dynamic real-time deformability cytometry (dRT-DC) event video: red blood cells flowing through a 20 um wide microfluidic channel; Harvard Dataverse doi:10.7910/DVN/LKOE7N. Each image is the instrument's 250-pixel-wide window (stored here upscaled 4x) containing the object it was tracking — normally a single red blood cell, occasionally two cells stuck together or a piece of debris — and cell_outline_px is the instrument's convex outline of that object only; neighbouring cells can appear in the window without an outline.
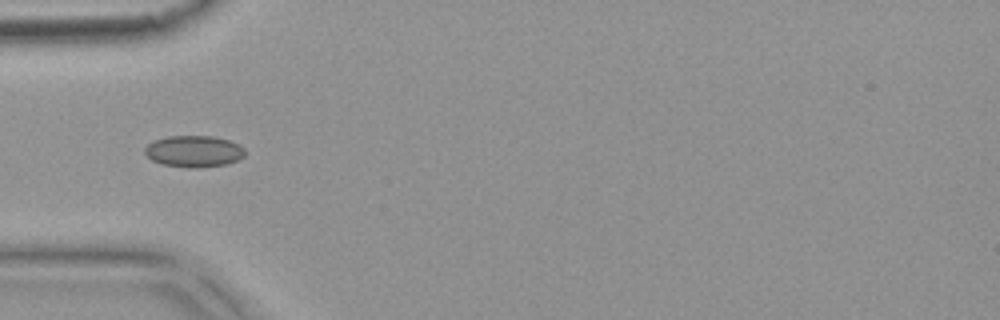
{"species": "common noctule bat (a hibernating species)", "species_latin": "Nyctalus noctula", "temperature_condition": "warm", "stored_images_in_passage": 6, "camera_frame_rate_fps": 3000, "um_per_image_px": 0.085, "animal": {"sex": "female", "body_mass_g": 18.4}, "frame": {"image": 1, "passage_image": 5, "time_ms": 1.333, "image_size_px": [1000, 320], "cell_outline_px": [[244, 156], [236, 160], [224, 164], [196, 168], [192, 168], [164, 164], [152, 160], [144, 152], [144, 148], [148, 144], [156, 140], [168, 136], [212, 136], [228, 140], [240, 144], [244, 148]], "centroid_in_image_um": [16.48, 12.85], "position_along_channel_um": 68.5, "area_um2": 18.15}}